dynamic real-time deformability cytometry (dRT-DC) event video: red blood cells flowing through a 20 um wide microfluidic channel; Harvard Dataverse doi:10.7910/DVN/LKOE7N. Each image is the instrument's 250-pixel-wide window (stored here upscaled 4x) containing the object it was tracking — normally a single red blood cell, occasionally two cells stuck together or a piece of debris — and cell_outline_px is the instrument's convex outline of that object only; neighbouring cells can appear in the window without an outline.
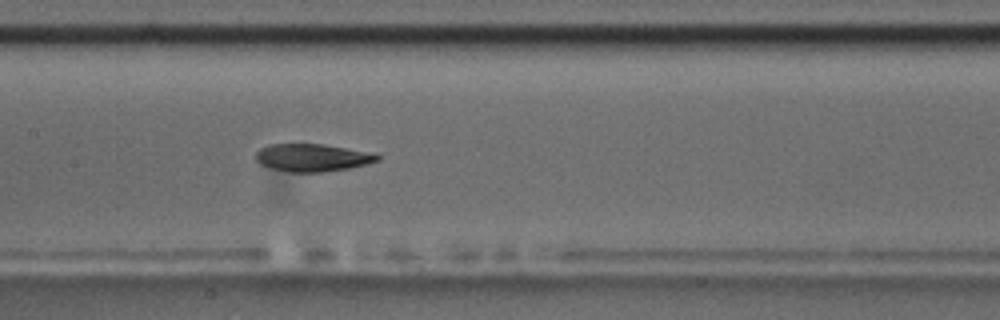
{"species": "common noctule bat (a hibernating species)", "species_latin": "Nyctalus noctula", "temperature_condition": "room temperature", "stored_images_in_passage": 8, "camera_frame_rate_fps": 3000, "um_per_image_px": 0.085, "animal": {"sex": "male", "body_mass_g": 17.5, "forearm_length_mm": 52.3}, "frame": {"image": 1, "passage_image": 8, "time_ms": 8.667, "image_size_px": [1000, 320], "cell_outline_px": [[380, 160], [348, 168], [324, 172], [288, 172], [272, 168], [260, 164], [256, 160], [256, 152], [260, 148], [268, 144], [324, 144], [344, 148], [380, 156]], "centroid_in_image_um": [26.45, 13.4], "position_along_channel_um": 180.9, "area_um2": 19.19}}